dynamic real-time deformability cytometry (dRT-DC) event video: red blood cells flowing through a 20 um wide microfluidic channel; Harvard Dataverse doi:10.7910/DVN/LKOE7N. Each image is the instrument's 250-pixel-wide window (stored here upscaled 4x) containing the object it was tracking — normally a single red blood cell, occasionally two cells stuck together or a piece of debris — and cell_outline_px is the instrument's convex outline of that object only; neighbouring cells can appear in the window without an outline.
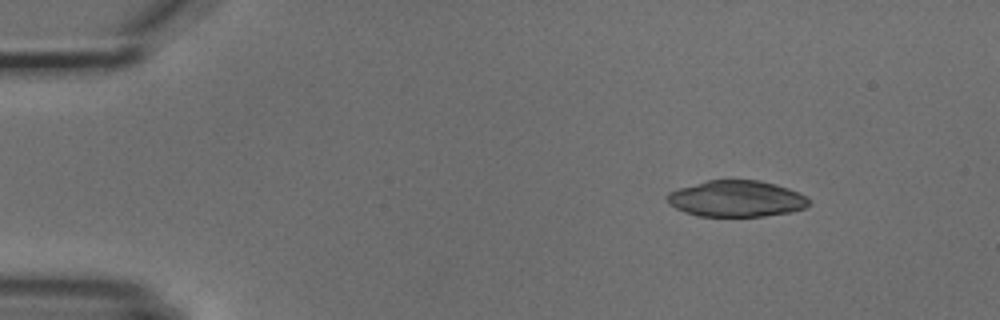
{"species": "common noctule bat (a hibernating species)", "species_latin": "Nyctalus noctula", "temperature_condition": "cold", "stored_images_in_passage": 4, "camera_frame_rate_fps": 3000, "um_per_image_px": 0.085, "animal": {"sex": "male", "body_mass_g": 18.8}, "frame": {"image": 1, "passage_image": 2, "time_ms": 1.333, "image_size_px": [1000, 320], "cell_outline_px": [[812, 204], [804, 208], [792, 212], [764, 216], [700, 216], [684, 212], [668, 204], [664, 196], [668, 192], [680, 188], [708, 180], [760, 180], [776, 184], [788, 188], [804, 196]], "centroid_in_image_um": [62.57, 16.89], "position_along_channel_um": 22.4, "area_um2": 30.0}}